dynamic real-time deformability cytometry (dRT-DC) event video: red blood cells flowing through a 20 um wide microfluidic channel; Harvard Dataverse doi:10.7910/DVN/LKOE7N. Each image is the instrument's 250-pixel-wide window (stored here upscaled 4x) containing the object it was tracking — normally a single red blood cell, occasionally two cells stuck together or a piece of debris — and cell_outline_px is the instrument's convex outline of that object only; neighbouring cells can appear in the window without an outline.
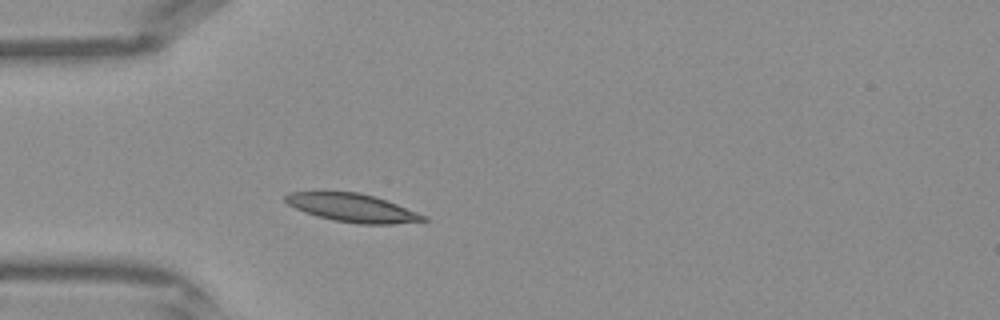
{"species": "Egyptian fruit bat (a non-hibernating species)", "species_latin": "Rousettus aegyptiacus", "temperature_condition": "warm", "stored_images_in_passage": 31, "camera_frame_rate_fps": 3000, "um_per_image_px": 0.085, "frame": {"image": 1, "passage_image": 1, "time_ms": 0.0, "image_size_px": [1000, 320], "cell_outline_px": [[428, 220], [392, 224], [360, 224], [332, 220], [316, 216], [304, 212], [288, 204], [284, 200], [284, 196], [288, 192], [356, 192], [376, 196], [428, 216]], "centroid_in_image_um": [29.96, 17.67], "position_along_channel_um": 55.0, "area_um2": 22.72}}
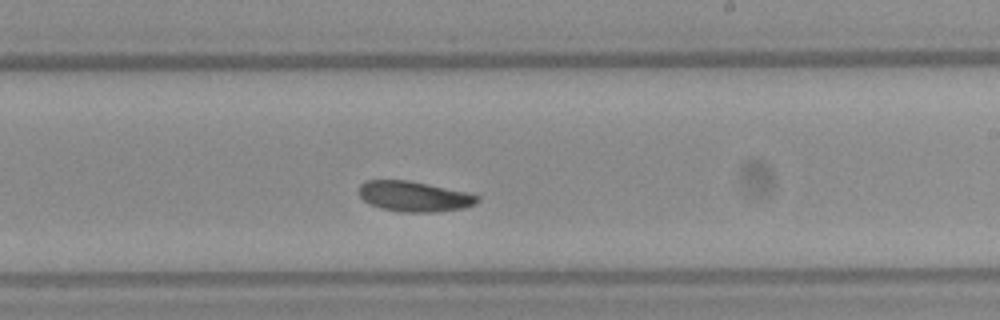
{"frame": {"image": 2, "passage_image": 14, "time_ms": 4.333, "image_size_px": [1000, 320], "cell_outline_px": [[480, 200], [476, 204], [464, 208], [432, 212], [400, 212], [384, 208], [372, 204], [364, 200], [360, 196], [360, 184], [364, 180], [408, 180], [468, 192], [480, 196]], "centroid_in_image_um": [35.25, 16.69], "position_along_channel_um": 253.8, "area_um2": 20.87}}
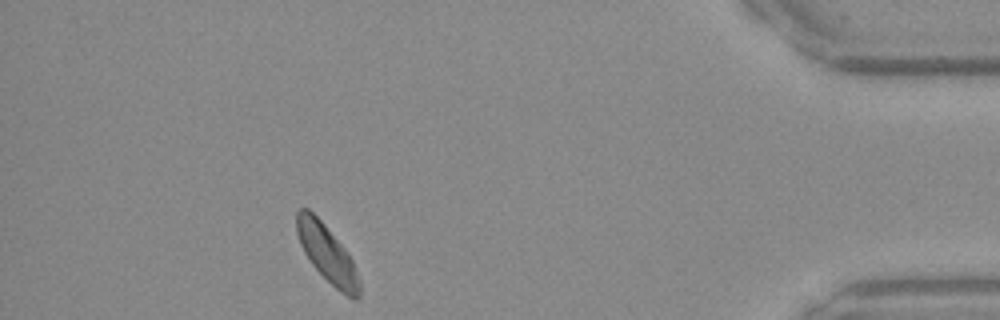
{"frame": {"image": 3, "passage_image": 27, "time_ms": 8.667, "image_size_px": [1000, 320], "cell_outline_px": [[360, 296], [356, 300], [340, 292], [312, 264], [304, 252], [300, 244], [296, 232], [296, 212], [300, 208], [308, 208], [324, 224], [348, 252], [352, 260], [360, 280]], "centroid_in_image_um": [27.8, 21.55], "position_along_channel_um": 407.4, "area_um2": 20.69}}